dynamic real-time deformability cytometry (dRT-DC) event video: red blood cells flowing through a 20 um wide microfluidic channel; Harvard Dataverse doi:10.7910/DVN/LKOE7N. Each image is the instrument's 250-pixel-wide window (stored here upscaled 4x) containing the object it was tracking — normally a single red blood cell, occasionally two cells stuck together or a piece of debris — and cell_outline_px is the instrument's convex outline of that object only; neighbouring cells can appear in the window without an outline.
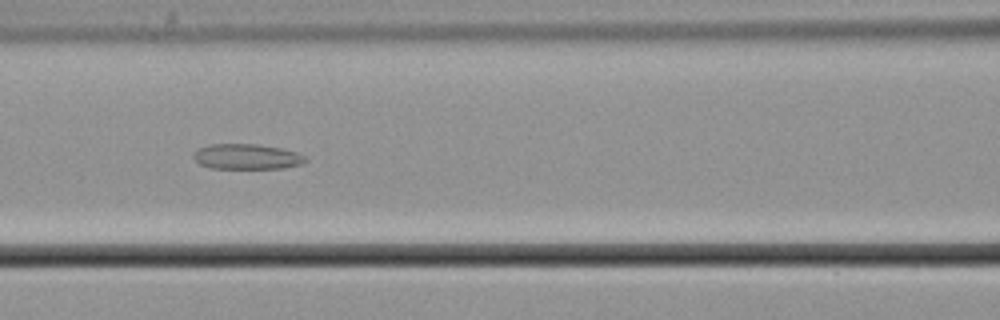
{"species": "common noctule bat (a hibernating species)", "species_latin": "Nyctalus noctula", "temperature_condition": "cold", "stored_images_in_passage": 57, "camera_frame_rate_fps": 3000, "um_per_image_px": 0.085, "animal": {"sex": "male", "body_mass_g": 21.5, "forearm_length_mm": 52.0}, "frame": {"image": 1, "passage_image": 25, "time_ms": 8.0, "image_size_px": [1000, 320], "cell_outline_px": [[308, 160], [300, 164], [284, 168], [208, 168], [200, 164], [192, 156], [200, 148], [212, 144], [256, 144], [280, 148], [296, 152], [304, 156]], "centroid_in_image_um": [20.98, 13.32], "position_along_channel_um": 145.6, "area_um2": 16.3}}
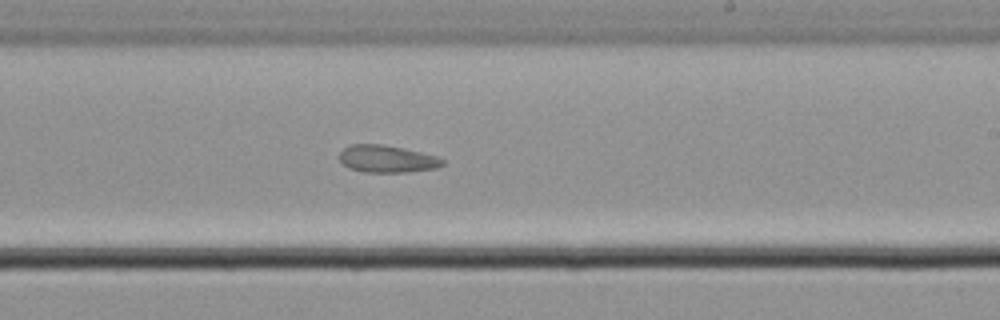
{"frame": {"image": 2, "passage_image": 34, "time_ms": 11.0, "image_size_px": [1000, 320], "cell_outline_px": [[444, 164], [436, 168], [404, 172], [364, 172], [348, 168], [340, 160], [340, 152], [348, 144], [380, 144], [404, 148], [440, 156], [444, 160]], "centroid_in_image_um": [32.91, 13.5], "position_along_channel_um": 256.1, "area_um2": 16.47}}
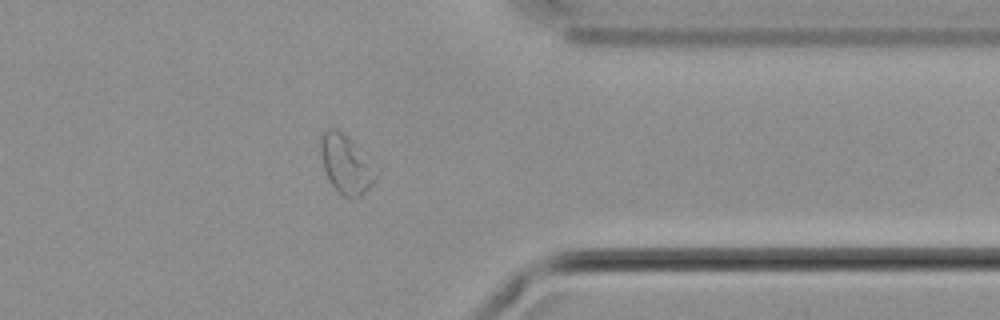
{"frame": {"image": 3, "passage_image": 45, "time_ms": 14.667, "image_size_px": [1000, 320], "cell_outline_px": [[376, 180], [360, 196], [344, 196], [332, 184], [324, 168], [320, 152], [320, 136], [328, 128], [336, 128], [348, 136], [376, 176]], "centroid_in_image_um": [29.32, 13.93], "position_along_channel_um": 382.1, "area_um2": 17.63}, "authors_computed_cell_mechanics": {"area_um2": 20.4612, "velocity_mm_per_s": 3.6924, "shape_relaxation_time_tau1_ms": null, "shape_relaxation_time_tau2_ms": 3.633, "deformation_change_tau1": null, "deformation_change_tau2": 0.0462}}